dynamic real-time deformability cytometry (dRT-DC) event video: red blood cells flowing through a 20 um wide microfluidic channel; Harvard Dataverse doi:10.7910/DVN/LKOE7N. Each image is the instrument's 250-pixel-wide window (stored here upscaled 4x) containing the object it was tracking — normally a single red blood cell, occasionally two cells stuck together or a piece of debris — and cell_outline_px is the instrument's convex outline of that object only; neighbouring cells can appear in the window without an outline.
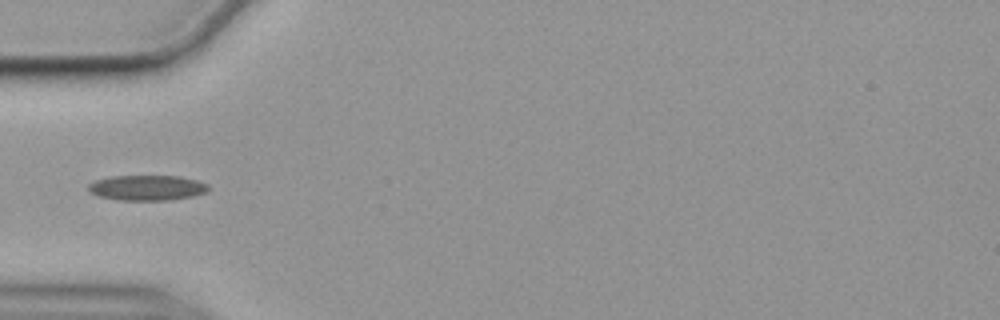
{"species": "common noctule bat (a hibernating species)", "species_latin": "Nyctalus noctula", "temperature_condition": "cold", "stored_images_in_passage": 39, "camera_frame_rate_fps": 3000, "um_per_image_px": 0.085, "animal": {"sex": "female", "body_mass_g": 19.9}, "frame": {"image": 1, "passage_image": 1, "time_ms": 0.0, "image_size_px": [1000, 320], "cell_outline_px": [[208, 192], [192, 196], [168, 200], [120, 200], [96, 196], [88, 192], [88, 184], [96, 180], [108, 176], [180, 176], [196, 180], [208, 184]], "centroid_in_image_um": [12.46, 15.96], "position_along_channel_um": 72.5, "area_um2": 17.8}}
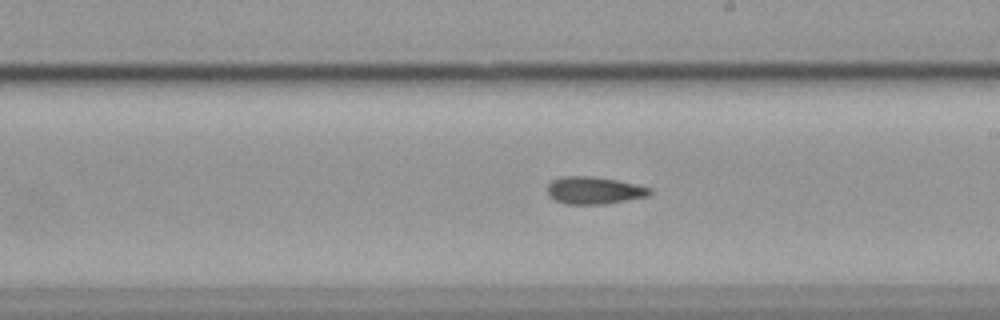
{"frame": {"image": 2, "passage_image": 15, "time_ms": 4.667, "image_size_px": [1000, 320], "cell_outline_px": [[652, 192], [648, 196], [604, 204], [564, 204], [548, 196], [548, 184], [552, 180], [560, 176], [592, 176], [616, 180], [636, 184], [652, 188]], "centroid_in_image_um": [50.48, 16.18], "position_along_channel_um": 238.5, "area_um2": 16.36}}
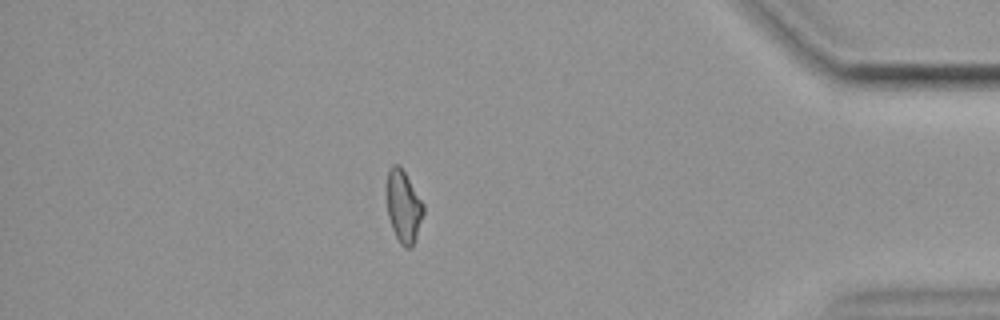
{"frame": {"image": 3, "passage_image": 32, "time_ms": 10.333, "image_size_px": [1000, 320], "cell_outline_px": [[424, 212], [416, 240], [412, 248], [404, 248], [400, 244], [392, 228], [388, 216], [384, 192], [388, 168], [392, 164], [400, 164], [424, 204]], "centroid_in_image_um": [34.26, 17.52], "position_along_channel_um": 400.9, "area_um2": 16.13}}